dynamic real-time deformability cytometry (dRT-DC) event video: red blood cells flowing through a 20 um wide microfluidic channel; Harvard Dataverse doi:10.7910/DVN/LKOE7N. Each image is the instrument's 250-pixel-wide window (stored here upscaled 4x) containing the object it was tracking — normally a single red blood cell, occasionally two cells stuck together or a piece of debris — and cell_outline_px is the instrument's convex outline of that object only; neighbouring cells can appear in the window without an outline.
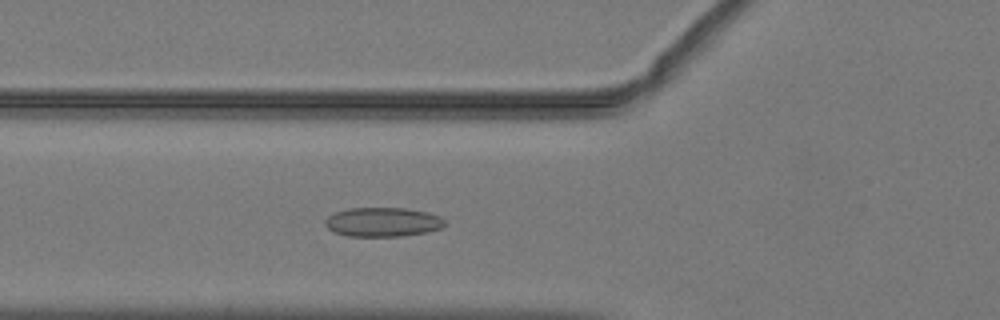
{"species": "common noctule bat (a hibernating species)", "species_latin": "Nyctalus noctula", "temperature_condition": "warm", "stored_images_in_passage": 49, "camera_frame_rate_fps": 3000, "um_per_image_px": 0.085, "animal": {"sex": "male", "body_mass_g": 19.2, "forearm_length_mm": 51.8}, "frame": {"image": 1, "passage_image": 17, "time_ms": 5.333, "image_size_px": [1000, 320], "cell_outline_px": [[448, 224], [444, 228], [428, 232], [404, 236], [348, 236], [332, 232], [324, 224], [324, 220], [328, 216], [336, 212], [348, 208], [404, 208], [428, 212], [440, 216]], "centroid_in_image_um": [32.57, 18.88], "position_along_channel_um": 93.2, "area_um2": 20.69}}
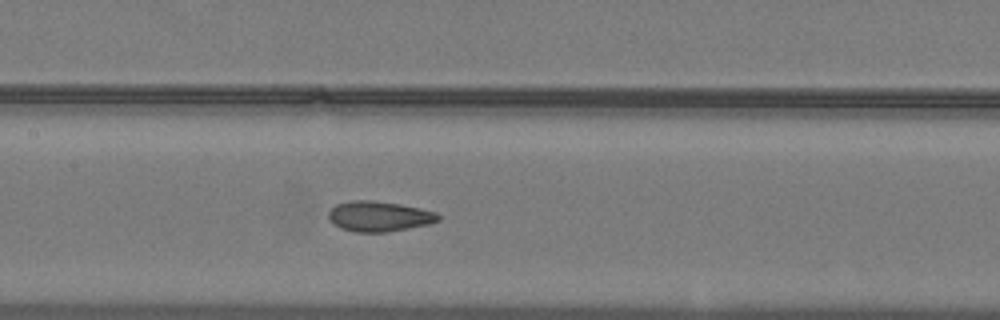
{"frame": {"image": 2, "passage_image": 23, "time_ms": 7.333, "image_size_px": [1000, 320], "cell_outline_px": [[440, 220], [428, 224], [388, 232], [356, 232], [340, 228], [328, 220], [328, 212], [336, 204], [352, 200], [368, 200], [400, 204], [420, 208], [436, 212], [440, 216]], "centroid_in_image_um": [32.2, 18.39], "position_along_channel_um": 175.2, "area_um2": 19.36}}
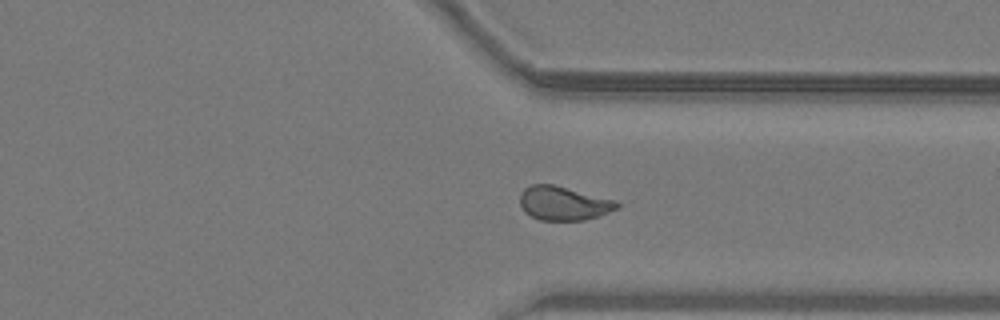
{"frame": {"image": 3, "passage_image": 37, "time_ms": 12.0, "image_size_px": [1000, 320], "cell_outline_px": [[620, 208], [584, 220], [540, 220], [524, 212], [520, 204], [520, 192], [524, 188], [532, 184], [552, 184], [616, 200], [620, 204]], "centroid_in_image_um": [47.89, 17.27], "position_along_channel_um": 363.5, "area_um2": 19.13}, "authors_computed_cell_mechanics": {"area_um2": 19.652, "velocity_mm_per_s": 4.0584, "shape_relaxation_time_tau1_ms": null, "shape_relaxation_time_tau2_ms": 1.4159, "deformation_change_tau1": null, "deformation_change_tau2": 0.0636}}